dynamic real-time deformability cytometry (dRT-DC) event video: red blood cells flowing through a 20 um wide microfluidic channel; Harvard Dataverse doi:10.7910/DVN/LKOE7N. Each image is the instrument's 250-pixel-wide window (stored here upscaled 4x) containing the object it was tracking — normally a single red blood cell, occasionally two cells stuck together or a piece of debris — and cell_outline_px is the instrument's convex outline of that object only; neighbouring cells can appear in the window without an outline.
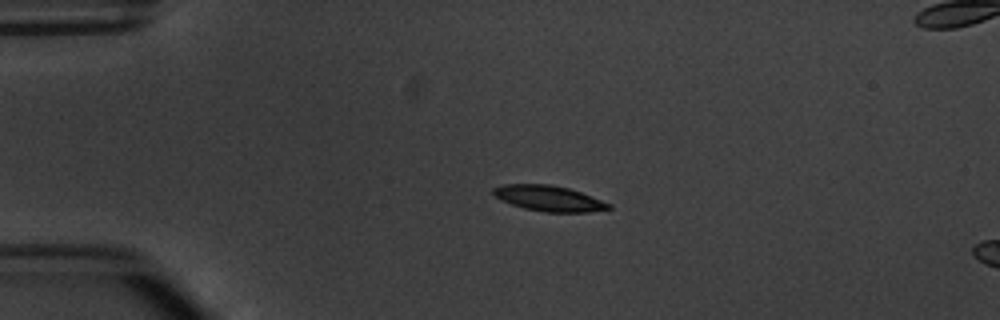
{"species": "common noctule bat (a hibernating species)", "species_latin": "Nyctalus noctula", "temperature_condition": "warm", "stored_images_in_passage": 4, "camera_frame_rate_fps": 3000, "um_per_image_px": 0.085, "animal": {"sex": "male", "body_mass_g": 20.1, "forearm_length_mm": 53.5}, "frame": {"image": 1, "passage_image": 2, "time_ms": 1.0, "image_size_px": [1000, 320], "cell_outline_px": [[612, 208], [588, 212], [544, 212], [524, 208], [500, 200], [492, 192], [492, 188], [504, 184], [548, 184], [568, 188], [580, 192], [612, 204]], "centroid_in_image_um": [46.64, 16.86], "position_along_channel_um": 38.4, "area_um2": 17.11}}